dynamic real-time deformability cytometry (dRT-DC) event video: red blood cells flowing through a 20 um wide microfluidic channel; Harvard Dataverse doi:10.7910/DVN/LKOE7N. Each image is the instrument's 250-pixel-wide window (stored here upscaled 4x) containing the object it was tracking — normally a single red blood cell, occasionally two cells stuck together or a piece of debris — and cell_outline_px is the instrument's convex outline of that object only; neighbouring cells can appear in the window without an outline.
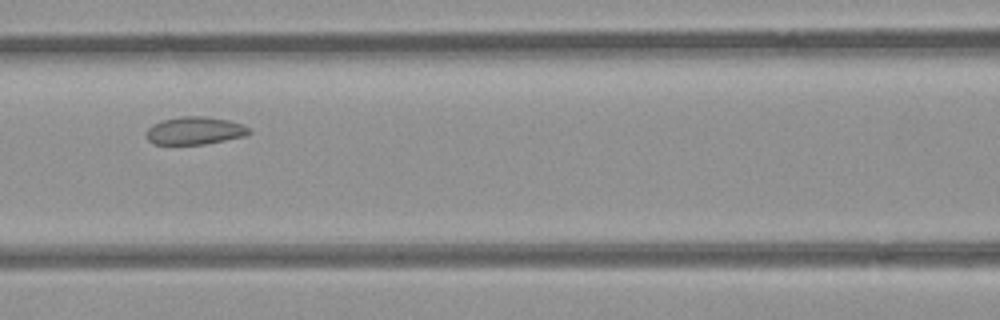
{"species": "common noctule bat (a hibernating species)", "species_latin": "Nyctalus noctula", "temperature_condition": "room temperature", "stored_images_in_passage": 8, "camera_frame_rate_fps": 3000, "um_per_image_px": 0.085, "animal": {"sex": "female", "body_mass_g": 21.9}, "frame": {"image": 1, "passage_image": 6, "time_ms": 5.667, "image_size_px": [1000, 320], "cell_outline_px": [[252, 132], [244, 136], [204, 144], [152, 144], [148, 140], [148, 128], [152, 124], [160, 120], [180, 116], [204, 116], [228, 120], [244, 124], [252, 128]], "centroid_in_image_um": [16.59, 11.09], "position_along_channel_um": 150.0, "area_um2": 16.7}}
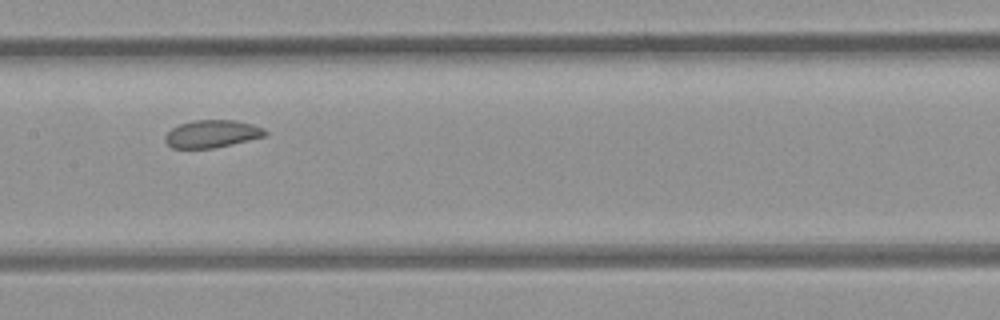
{"frame": {"image": 2, "passage_image": 7, "time_ms": 6.667, "image_size_px": [1000, 320], "cell_outline_px": [[268, 132], [264, 136], [232, 144], [212, 148], [172, 148], [164, 140], [164, 136], [172, 128], [180, 124], [192, 120], [236, 120], [252, 124], [264, 128]], "centroid_in_image_um": [18.01, 11.37], "position_along_channel_um": 189.4, "area_um2": 16.01}}